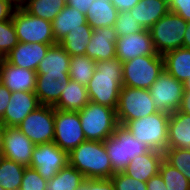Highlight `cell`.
I'll return each instance as SVG.
<instances>
[{
    "label": "cell",
    "instance_id": "6da1fadb",
    "mask_svg": "<svg viewBox=\"0 0 190 190\" xmlns=\"http://www.w3.org/2000/svg\"><path fill=\"white\" fill-rule=\"evenodd\" d=\"M123 86V63L118 58L96 63V70L86 86L89 100L116 110Z\"/></svg>",
    "mask_w": 190,
    "mask_h": 190
},
{
    "label": "cell",
    "instance_id": "7a4b0ae2",
    "mask_svg": "<svg viewBox=\"0 0 190 190\" xmlns=\"http://www.w3.org/2000/svg\"><path fill=\"white\" fill-rule=\"evenodd\" d=\"M68 164L85 179H109L114 175L104 141H84L68 153Z\"/></svg>",
    "mask_w": 190,
    "mask_h": 190
},
{
    "label": "cell",
    "instance_id": "3957f363",
    "mask_svg": "<svg viewBox=\"0 0 190 190\" xmlns=\"http://www.w3.org/2000/svg\"><path fill=\"white\" fill-rule=\"evenodd\" d=\"M79 118L86 140L105 141L119 126L115 109L91 101L79 111Z\"/></svg>",
    "mask_w": 190,
    "mask_h": 190
},
{
    "label": "cell",
    "instance_id": "277c9868",
    "mask_svg": "<svg viewBox=\"0 0 190 190\" xmlns=\"http://www.w3.org/2000/svg\"><path fill=\"white\" fill-rule=\"evenodd\" d=\"M114 173L124 172L135 157L148 152L149 147L128 131L125 126L119 125L113 134L104 141Z\"/></svg>",
    "mask_w": 190,
    "mask_h": 190
},
{
    "label": "cell",
    "instance_id": "5b68a950",
    "mask_svg": "<svg viewBox=\"0 0 190 190\" xmlns=\"http://www.w3.org/2000/svg\"><path fill=\"white\" fill-rule=\"evenodd\" d=\"M170 114L156 112L129 121L125 128L130 131L133 137L146 144L149 149L164 153L168 142V121Z\"/></svg>",
    "mask_w": 190,
    "mask_h": 190
},
{
    "label": "cell",
    "instance_id": "8992f818",
    "mask_svg": "<svg viewBox=\"0 0 190 190\" xmlns=\"http://www.w3.org/2000/svg\"><path fill=\"white\" fill-rule=\"evenodd\" d=\"M163 70V55L138 56L123 63V86L149 89Z\"/></svg>",
    "mask_w": 190,
    "mask_h": 190
},
{
    "label": "cell",
    "instance_id": "52a82bcc",
    "mask_svg": "<svg viewBox=\"0 0 190 190\" xmlns=\"http://www.w3.org/2000/svg\"><path fill=\"white\" fill-rule=\"evenodd\" d=\"M158 112L149 89L122 86L116 108L119 125Z\"/></svg>",
    "mask_w": 190,
    "mask_h": 190
},
{
    "label": "cell",
    "instance_id": "ba28073f",
    "mask_svg": "<svg viewBox=\"0 0 190 190\" xmlns=\"http://www.w3.org/2000/svg\"><path fill=\"white\" fill-rule=\"evenodd\" d=\"M187 22L179 15L168 12L150 29L155 51L159 55L183 47Z\"/></svg>",
    "mask_w": 190,
    "mask_h": 190
},
{
    "label": "cell",
    "instance_id": "9c48e42d",
    "mask_svg": "<svg viewBox=\"0 0 190 190\" xmlns=\"http://www.w3.org/2000/svg\"><path fill=\"white\" fill-rule=\"evenodd\" d=\"M12 21L19 42L57 44L52 29V22L35 17L22 7L15 8Z\"/></svg>",
    "mask_w": 190,
    "mask_h": 190
},
{
    "label": "cell",
    "instance_id": "30bf717a",
    "mask_svg": "<svg viewBox=\"0 0 190 190\" xmlns=\"http://www.w3.org/2000/svg\"><path fill=\"white\" fill-rule=\"evenodd\" d=\"M157 111L169 113L179 110L184 94V83L175 79L165 69L149 88Z\"/></svg>",
    "mask_w": 190,
    "mask_h": 190
},
{
    "label": "cell",
    "instance_id": "8fae6325",
    "mask_svg": "<svg viewBox=\"0 0 190 190\" xmlns=\"http://www.w3.org/2000/svg\"><path fill=\"white\" fill-rule=\"evenodd\" d=\"M86 141L79 112L63 111L54 108V143L69 153Z\"/></svg>",
    "mask_w": 190,
    "mask_h": 190
},
{
    "label": "cell",
    "instance_id": "7c38bea8",
    "mask_svg": "<svg viewBox=\"0 0 190 190\" xmlns=\"http://www.w3.org/2000/svg\"><path fill=\"white\" fill-rule=\"evenodd\" d=\"M35 145L54 141V107L40 105L17 126Z\"/></svg>",
    "mask_w": 190,
    "mask_h": 190
},
{
    "label": "cell",
    "instance_id": "4fadbf2b",
    "mask_svg": "<svg viewBox=\"0 0 190 190\" xmlns=\"http://www.w3.org/2000/svg\"><path fill=\"white\" fill-rule=\"evenodd\" d=\"M67 164L68 153L52 142L35 145L29 167L49 181Z\"/></svg>",
    "mask_w": 190,
    "mask_h": 190
},
{
    "label": "cell",
    "instance_id": "5bb4252c",
    "mask_svg": "<svg viewBox=\"0 0 190 190\" xmlns=\"http://www.w3.org/2000/svg\"><path fill=\"white\" fill-rule=\"evenodd\" d=\"M35 144L17 127H5L2 156L26 167L30 166Z\"/></svg>",
    "mask_w": 190,
    "mask_h": 190
},
{
    "label": "cell",
    "instance_id": "9a60e30c",
    "mask_svg": "<svg viewBox=\"0 0 190 190\" xmlns=\"http://www.w3.org/2000/svg\"><path fill=\"white\" fill-rule=\"evenodd\" d=\"M145 55H159L155 51L149 30L143 29L127 36L117 37L116 58L122 63Z\"/></svg>",
    "mask_w": 190,
    "mask_h": 190
},
{
    "label": "cell",
    "instance_id": "2e32d148",
    "mask_svg": "<svg viewBox=\"0 0 190 190\" xmlns=\"http://www.w3.org/2000/svg\"><path fill=\"white\" fill-rule=\"evenodd\" d=\"M34 92H12L6 111L0 122L5 127L18 126L32 111L40 106Z\"/></svg>",
    "mask_w": 190,
    "mask_h": 190
},
{
    "label": "cell",
    "instance_id": "e0dca14e",
    "mask_svg": "<svg viewBox=\"0 0 190 190\" xmlns=\"http://www.w3.org/2000/svg\"><path fill=\"white\" fill-rule=\"evenodd\" d=\"M37 72L8 63L0 58V82L11 92H34Z\"/></svg>",
    "mask_w": 190,
    "mask_h": 190
},
{
    "label": "cell",
    "instance_id": "ac0fdd59",
    "mask_svg": "<svg viewBox=\"0 0 190 190\" xmlns=\"http://www.w3.org/2000/svg\"><path fill=\"white\" fill-rule=\"evenodd\" d=\"M52 45L55 44L19 42L4 59L12 65L36 71Z\"/></svg>",
    "mask_w": 190,
    "mask_h": 190
},
{
    "label": "cell",
    "instance_id": "d6986e66",
    "mask_svg": "<svg viewBox=\"0 0 190 190\" xmlns=\"http://www.w3.org/2000/svg\"><path fill=\"white\" fill-rule=\"evenodd\" d=\"M117 34L113 26L93 30L85 55L96 62L116 57Z\"/></svg>",
    "mask_w": 190,
    "mask_h": 190
},
{
    "label": "cell",
    "instance_id": "ffe728a7",
    "mask_svg": "<svg viewBox=\"0 0 190 190\" xmlns=\"http://www.w3.org/2000/svg\"><path fill=\"white\" fill-rule=\"evenodd\" d=\"M70 80L69 74L46 75L37 74L34 93L41 105L55 106Z\"/></svg>",
    "mask_w": 190,
    "mask_h": 190
},
{
    "label": "cell",
    "instance_id": "44dd1931",
    "mask_svg": "<svg viewBox=\"0 0 190 190\" xmlns=\"http://www.w3.org/2000/svg\"><path fill=\"white\" fill-rule=\"evenodd\" d=\"M164 153L150 149L148 152L135 156L128 164L125 174L139 181L147 182L159 172Z\"/></svg>",
    "mask_w": 190,
    "mask_h": 190
},
{
    "label": "cell",
    "instance_id": "7402d4cb",
    "mask_svg": "<svg viewBox=\"0 0 190 190\" xmlns=\"http://www.w3.org/2000/svg\"><path fill=\"white\" fill-rule=\"evenodd\" d=\"M129 12L143 29L149 30L169 12V3L168 0H140Z\"/></svg>",
    "mask_w": 190,
    "mask_h": 190
},
{
    "label": "cell",
    "instance_id": "603a6c76",
    "mask_svg": "<svg viewBox=\"0 0 190 190\" xmlns=\"http://www.w3.org/2000/svg\"><path fill=\"white\" fill-rule=\"evenodd\" d=\"M167 148L190 150V114L179 110L170 114Z\"/></svg>",
    "mask_w": 190,
    "mask_h": 190
},
{
    "label": "cell",
    "instance_id": "cb8c5ba5",
    "mask_svg": "<svg viewBox=\"0 0 190 190\" xmlns=\"http://www.w3.org/2000/svg\"><path fill=\"white\" fill-rule=\"evenodd\" d=\"M71 56L59 44L52 45L36 69L37 74H69Z\"/></svg>",
    "mask_w": 190,
    "mask_h": 190
},
{
    "label": "cell",
    "instance_id": "d4e9b609",
    "mask_svg": "<svg viewBox=\"0 0 190 190\" xmlns=\"http://www.w3.org/2000/svg\"><path fill=\"white\" fill-rule=\"evenodd\" d=\"M87 23L85 14L75 8L66 5L52 21V29L56 43H59L65 36L82 25Z\"/></svg>",
    "mask_w": 190,
    "mask_h": 190
},
{
    "label": "cell",
    "instance_id": "484cf974",
    "mask_svg": "<svg viewBox=\"0 0 190 190\" xmlns=\"http://www.w3.org/2000/svg\"><path fill=\"white\" fill-rule=\"evenodd\" d=\"M89 102L86 87L70 79L54 108L63 111L79 112Z\"/></svg>",
    "mask_w": 190,
    "mask_h": 190
},
{
    "label": "cell",
    "instance_id": "4316f807",
    "mask_svg": "<svg viewBox=\"0 0 190 190\" xmlns=\"http://www.w3.org/2000/svg\"><path fill=\"white\" fill-rule=\"evenodd\" d=\"M164 69L180 82L190 79V49L180 47L163 55Z\"/></svg>",
    "mask_w": 190,
    "mask_h": 190
},
{
    "label": "cell",
    "instance_id": "83f0119b",
    "mask_svg": "<svg viewBox=\"0 0 190 190\" xmlns=\"http://www.w3.org/2000/svg\"><path fill=\"white\" fill-rule=\"evenodd\" d=\"M118 10L110 0H94L87 10V23L94 30L114 26Z\"/></svg>",
    "mask_w": 190,
    "mask_h": 190
},
{
    "label": "cell",
    "instance_id": "f1b7e54d",
    "mask_svg": "<svg viewBox=\"0 0 190 190\" xmlns=\"http://www.w3.org/2000/svg\"><path fill=\"white\" fill-rule=\"evenodd\" d=\"M93 34V29L86 23L82 28L69 32L59 44L71 56L85 55L87 45Z\"/></svg>",
    "mask_w": 190,
    "mask_h": 190
},
{
    "label": "cell",
    "instance_id": "f546056e",
    "mask_svg": "<svg viewBox=\"0 0 190 190\" xmlns=\"http://www.w3.org/2000/svg\"><path fill=\"white\" fill-rule=\"evenodd\" d=\"M67 5V0H26L22 8L29 14L52 22Z\"/></svg>",
    "mask_w": 190,
    "mask_h": 190
},
{
    "label": "cell",
    "instance_id": "4dcf8cb0",
    "mask_svg": "<svg viewBox=\"0 0 190 190\" xmlns=\"http://www.w3.org/2000/svg\"><path fill=\"white\" fill-rule=\"evenodd\" d=\"M85 177L76 168L67 164L52 179L47 181L45 190H77Z\"/></svg>",
    "mask_w": 190,
    "mask_h": 190
},
{
    "label": "cell",
    "instance_id": "1f68e13d",
    "mask_svg": "<svg viewBox=\"0 0 190 190\" xmlns=\"http://www.w3.org/2000/svg\"><path fill=\"white\" fill-rule=\"evenodd\" d=\"M26 166L2 158L0 162V185L4 190H19Z\"/></svg>",
    "mask_w": 190,
    "mask_h": 190
},
{
    "label": "cell",
    "instance_id": "d6a6232c",
    "mask_svg": "<svg viewBox=\"0 0 190 190\" xmlns=\"http://www.w3.org/2000/svg\"><path fill=\"white\" fill-rule=\"evenodd\" d=\"M96 61L86 55L71 57L69 77L71 80L87 86L96 70Z\"/></svg>",
    "mask_w": 190,
    "mask_h": 190
},
{
    "label": "cell",
    "instance_id": "836d02e7",
    "mask_svg": "<svg viewBox=\"0 0 190 190\" xmlns=\"http://www.w3.org/2000/svg\"><path fill=\"white\" fill-rule=\"evenodd\" d=\"M159 173L167 190H190L189 180L165 159L160 164Z\"/></svg>",
    "mask_w": 190,
    "mask_h": 190
},
{
    "label": "cell",
    "instance_id": "e575fe53",
    "mask_svg": "<svg viewBox=\"0 0 190 190\" xmlns=\"http://www.w3.org/2000/svg\"><path fill=\"white\" fill-rule=\"evenodd\" d=\"M164 159L178 169L190 182V150L182 148H167Z\"/></svg>",
    "mask_w": 190,
    "mask_h": 190
},
{
    "label": "cell",
    "instance_id": "d590c367",
    "mask_svg": "<svg viewBox=\"0 0 190 190\" xmlns=\"http://www.w3.org/2000/svg\"><path fill=\"white\" fill-rule=\"evenodd\" d=\"M18 43L12 18L0 21V58H4Z\"/></svg>",
    "mask_w": 190,
    "mask_h": 190
},
{
    "label": "cell",
    "instance_id": "8d00e7d4",
    "mask_svg": "<svg viewBox=\"0 0 190 190\" xmlns=\"http://www.w3.org/2000/svg\"><path fill=\"white\" fill-rule=\"evenodd\" d=\"M117 37L127 36L143 30V27L132 17L129 11L118 12L114 24Z\"/></svg>",
    "mask_w": 190,
    "mask_h": 190
},
{
    "label": "cell",
    "instance_id": "74e56055",
    "mask_svg": "<svg viewBox=\"0 0 190 190\" xmlns=\"http://www.w3.org/2000/svg\"><path fill=\"white\" fill-rule=\"evenodd\" d=\"M47 181L38 174L37 170L26 167L19 190H45Z\"/></svg>",
    "mask_w": 190,
    "mask_h": 190
},
{
    "label": "cell",
    "instance_id": "f35d334b",
    "mask_svg": "<svg viewBox=\"0 0 190 190\" xmlns=\"http://www.w3.org/2000/svg\"><path fill=\"white\" fill-rule=\"evenodd\" d=\"M110 179L115 190H147L146 182L132 178L124 172L114 173Z\"/></svg>",
    "mask_w": 190,
    "mask_h": 190
},
{
    "label": "cell",
    "instance_id": "ab89813d",
    "mask_svg": "<svg viewBox=\"0 0 190 190\" xmlns=\"http://www.w3.org/2000/svg\"><path fill=\"white\" fill-rule=\"evenodd\" d=\"M77 190H115L112 180L85 179Z\"/></svg>",
    "mask_w": 190,
    "mask_h": 190
},
{
    "label": "cell",
    "instance_id": "60d3db41",
    "mask_svg": "<svg viewBox=\"0 0 190 190\" xmlns=\"http://www.w3.org/2000/svg\"><path fill=\"white\" fill-rule=\"evenodd\" d=\"M169 11L190 22V0H168Z\"/></svg>",
    "mask_w": 190,
    "mask_h": 190
},
{
    "label": "cell",
    "instance_id": "b9f144b4",
    "mask_svg": "<svg viewBox=\"0 0 190 190\" xmlns=\"http://www.w3.org/2000/svg\"><path fill=\"white\" fill-rule=\"evenodd\" d=\"M12 92L0 82V120L6 111Z\"/></svg>",
    "mask_w": 190,
    "mask_h": 190
},
{
    "label": "cell",
    "instance_id": "7bdbcfd3",
    "mask_svg": "<svg viewBox=\"0 0 190 190\" xmlns=\"http://www.w3.org/2000/svg\"><path fill=\"white\" fill-rule=\"evenodd\" d=\"M15 8L8 0H0V21L11 19Z\"/></svg>",
    "mask_w": 190,
    "mask_h": 190
},
{
    "label": "cell",
    "instance_id": "ee69618b",
    "mask_svg": "<svg viewBox=\"0 0 190 190\" xmlns=\"http://www.w3.org/2000/svg\"><path fill=\"white\" fill-rule=\"evenodd\" d=\"M146 186L147 190H167L159 172L146 182Z\"/></svg>",
    "mask_w": 190,
    "mask_h": 190
},
{
    "label": "cell",
    "instance_id": "f6af8a7d",
    "mask_svg": "<svg viewBox=\"0 0 190 190\" xmlns=\"http://www.w3.org/2000/svg\"><path fill=\"white\" fill-rule=\"evenodd\" d=\"M93 1L94 0H67V5L86 15Z\"/></svg>",
    "mask_w": 190,
    "mask_h": 190
},
{
    "label": "cell",
    "instance_id": "bcb514c9",
    "mask_svg": "<svg viewBox=\"0 0 190 190\" xmlns=\"http://www.w3.org/2000/svg\"><path fill=\"white\" fill-rule=\"evenodd\" d=\"M111 3L116 7L118 12L129 11L132 9L140 0H110Z\"/></svg>",
    "mask_w": 190,
    "mask_h": 190
},
{
    "label": "cell",
    "instance_id": "7dc6e473",
    "mask_svg": "<svg viewBox=\"0 0 190 190\" xmlns=\"http://www.w3.org/2000/svg\"><path fill=\"white\" fill-rule=\"evenodd\" d=\"M180 112L190 114V90H184L181 106L179 108Z\"/></svg>",
    "mask_w": 190,
    "mask_h": 190
},
{
    "label": "cell",
    "instance_id": "c3c4849f",
    "mask_svg": "<svg viewBox=\"0 0 190 190\" xmlns=\"http://www.w3.org/2000/svg\"><path fill=\"white\" fill-rule=\"evenodd\" d=\"M183 47L190 49V22H187L184 40H183Z\"/></svg>",
    "mask_w": 190,
    "mask_h": 190
},
{
    "label": "cell",
    "instance_id": "681fc988",
    "mask_svg": "<svg viewBox=\"0 0 190 190\" xmlns=\"http://www.w3.org/2000/svg\"><path fill=\"white\" fill-rule=\"evenodd\" d=\"M16 8L22 7L26 0H8Z\"/></svg>",
    "mask_w": 190,
    "mask_h": 190
},
{
    "label": "cell",
    "instance_id": "f907efd6",
    "mask_svg": "<svg viewBox=\"0 0 190 190\" xmlns=\"http://www.w3.org/2000/svg\"><path fill=\"white\" fill-rule=\"evenodd\" d=\"M4 130L5 126L0 122V152L2 150Z\"/></svg>",
    "mask_w": 190,
    "mask_h": 190
},
{
    "label": "cell",
    "instance_id": "816d5d0a",
    "mask_svg": "<svg viewBox=\"0 0 190 190\" xmlns=\"http://www.w3.org/2000/svg\"><path fill=\"white\" fill-rule=\"evenodd\" d=\"M184 90H190V79L184 82Z\"/></svg>",
    "mask_w": 190,
    "mask_h": 190
},
{
    "label": "cell",
    "instance_id": "f5cc1de1",
    "mask_svg": "<svg viewBox=\"0 0 190 190\" xmlns=\"http://www.w3.org/2000/svg\"><path fill=\"white\" fill-rule=\"evenodd\" d=\"M2 158H3V156H2V153L0 152V162H1Z\"/></svg>",
    "mask_w": 190,
    "mask_h": 190
}]
</instances>
